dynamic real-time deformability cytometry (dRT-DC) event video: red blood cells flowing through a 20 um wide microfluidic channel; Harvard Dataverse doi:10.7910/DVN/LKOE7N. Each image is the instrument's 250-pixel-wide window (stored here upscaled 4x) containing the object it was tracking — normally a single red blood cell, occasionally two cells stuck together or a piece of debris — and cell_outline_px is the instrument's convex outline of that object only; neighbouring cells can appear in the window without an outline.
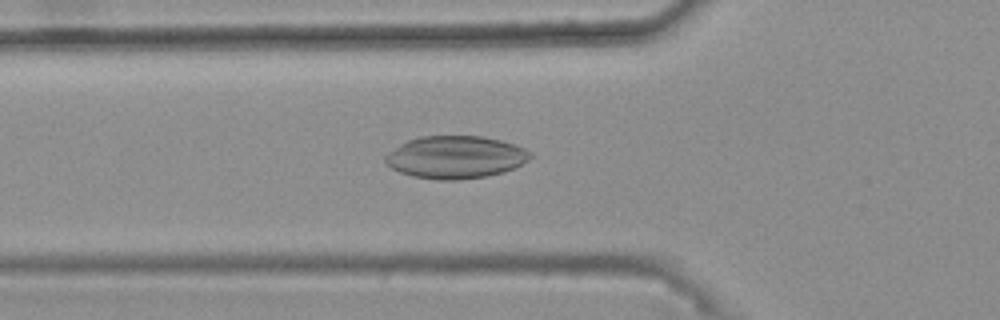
{"species": "common noctule bat (a hibernating species)", "species_latin": "Nyctalus noctula", "temperature_condition": "warm", "stored_images_in_passage": 47, "camera_frame_rate_fps": 3000, "um_per_image_px": 0.085, "animal": {"sex": "female", "body_mass_g": 25.1}, "frame": {"image": 1, "passage_image": 19, "time_ms": 6.0, "image_size_px": [1000, 320], "cell_outline_px": [[532, 156], [528, 160], [516, 168], [504, 172], [488, 176], [460, 180], [436, 180], [412, 176], [400, 172], [392, 168], [384, 160], [384, 156], [388, 152], [400, 144], [408, 140], [420, 136], [484, 136], [500, 140], [524, 148], [532, 152]], "centroid_in_image_um": [38.73, 13.37], "position_along_channel_um": 87.1, "area_um2": 36.18}}
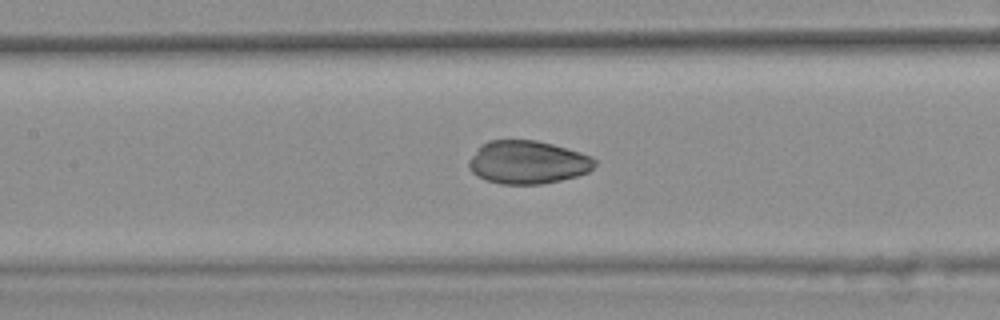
{"frame": {"image": 2, "passage_image": 25, "time_ms": 8.0, "image_size_px": [1000, 320], "cell_outline_px": [[596, 164], [588, 172], [576, 176], [544, 184], [500, 184], [476, 176], [468, 168], [468, 160], [480, 144], [488, 140], [536, 140], [552, 144], [580, 152], [592, 156], [596, 160]], "centroid_in_image_um": [44.82, 13.79], "position_along_channel_um": 162.6, "area_um2": 31.85}}
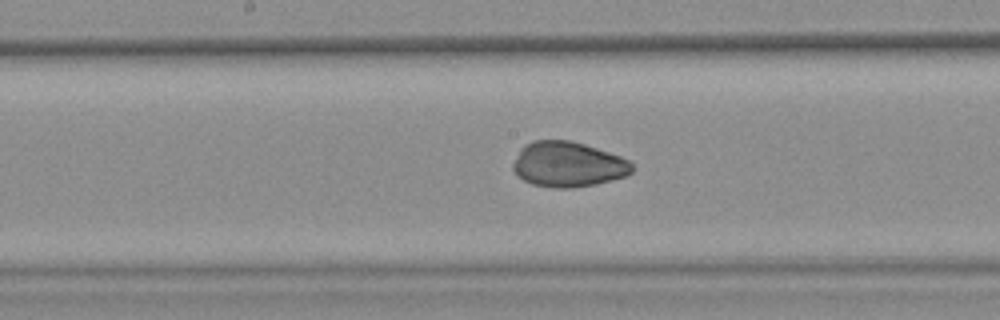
{"frame": {"image": 3, "passage_image": 28, "time_ms": 9.0, "image_size_px": [1000, 320], "cell_outline_px": [[632, 172], [624, 176], [596, 184], [572, 188], [552, 188], [532, 184], [516, 176], [512, 168], [512, 164], [520, 148], [524, 144], [532, 140], [568, 140], [584, 144], [632, 160]], "centroid_in_image_um": [48.24, 13.97], "position_along_channel_um": 200.0, "area_um2": 31.56}}